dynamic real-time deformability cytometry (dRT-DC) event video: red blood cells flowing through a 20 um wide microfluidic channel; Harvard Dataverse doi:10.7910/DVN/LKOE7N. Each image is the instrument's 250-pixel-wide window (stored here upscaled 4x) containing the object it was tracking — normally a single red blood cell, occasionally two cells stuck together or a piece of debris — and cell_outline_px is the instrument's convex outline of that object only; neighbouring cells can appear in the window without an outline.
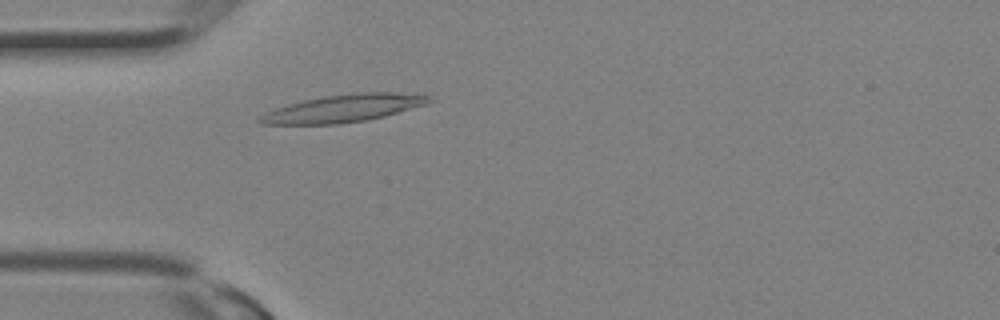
{"species": "Egyptian fruit bat (a non-hibernating species)", "species_latin": "Rousettus aegyptiacus", "temperature_condition": "room temperature", "stored_images_in_passage": 8, "camera_frame_rate_fps": 3000, "um_per_image_px": 0.085, "animal": {"sex": "female"}, "frame": {"image": 1, "passage_image": 6, "time_ms": 1.667, "image_size_px": [1000, 320], "cell_outline_px": [[436, 100], [428, 104], [384, 116], [368, 120], [340, 124], [260, 124], [256, 120], [264, 112], [288, 104], [304, 100], [324, 96], [356, 92], [424, 92], [432, 96]], "centroid_in_image_um": [29.32, 9.18], "position_along_channel_um": 55.7, "area_um2": 27.8}}
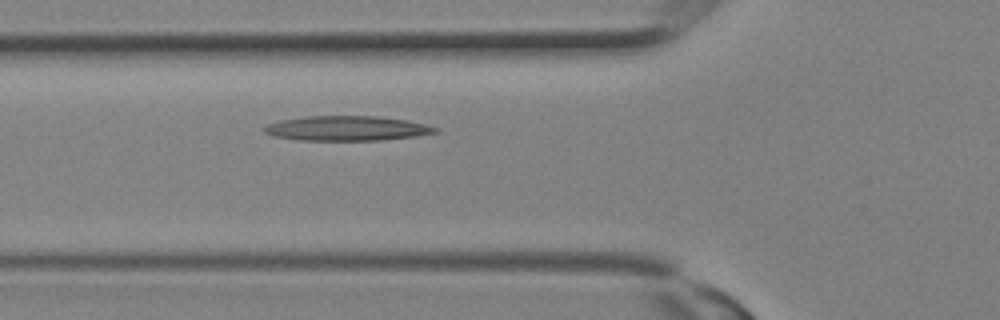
{"frame": {"image": 2, "passage_image": 8, "time_ms": 2.333, "image_size_px": [1000, 320], "cell_outline_px": [[440, 128], [436, 132], [412, 136], [384, 140], [300, 140], [272, 136], [264, 132], [260, 128], [268, 124], [280, 120], [304, 116], [376, 116], [408, 120]], "centroid_in_image_um": [29.42, 10.9], "position_along_channel_um": 96.4, "area_um2": 24.68}}